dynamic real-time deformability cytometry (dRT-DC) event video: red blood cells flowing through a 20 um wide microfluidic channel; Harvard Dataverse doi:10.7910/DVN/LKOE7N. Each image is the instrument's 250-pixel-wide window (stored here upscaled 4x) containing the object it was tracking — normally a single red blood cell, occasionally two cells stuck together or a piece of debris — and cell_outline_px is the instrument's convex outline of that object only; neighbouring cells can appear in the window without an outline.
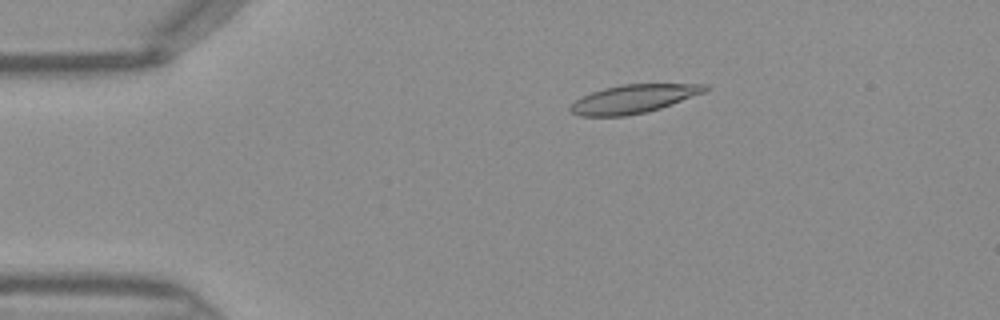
{"species": "Egyptian fruit bat (a non-hibernating species)", "species_latin": "Rousettus aegyptiacus", "temperature_condition": "warm", "stored_images_in_passage": 41, "camera_frame_rate_fps": 3000, "um_per_image_px": 0.085, "frame": {"image": 1, "passage_image": 4, "time_ms": 1.0, "image_size_px": [1000, 320], "cell_outline_px": [[712, 88], [704, 92], [660, 108], [644, 112], [624, 116], [580, 116], [572, 112], [568, 108], [576, 100], [592, 92], [604, 88], [620, 84], [708, 84]], "centroid_in_image_um": [53.86, 8.39], "position_along_channel_um": 31.1, "area_um2": 22.08}}
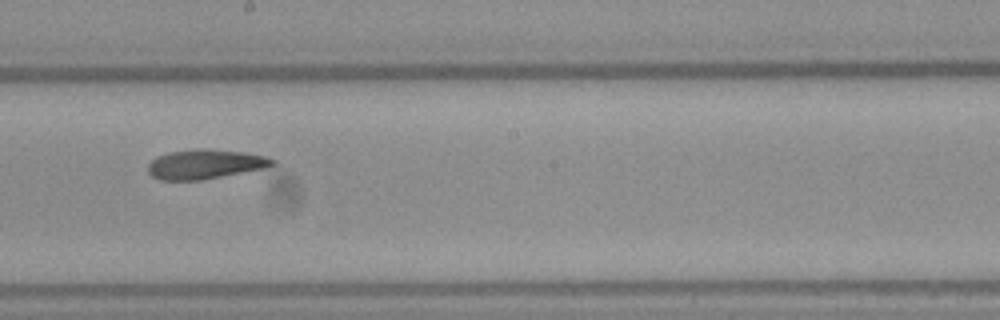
{"frame": {"image": 2, "passage_image": 21, "time_ms": 6.667, "image_size_px": [1000, 320], "cell_outline_px": [[276, 164], [268, 168], [200, 180], [160, 180], [152, 176], [148, 172], [148, 164], [156, 156], [168, 152], [196, 148], [208, 148], [244, 152], [268, 156], [276, 160]], "centroid_in_image_um": [17.48, 13.94], "position_along_channel_um": 230.7, "area_um2": 21.79}}
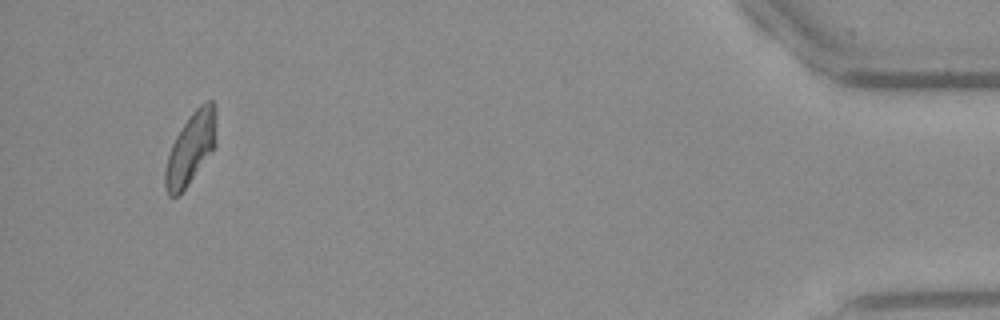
{"frame": {"image": 3, "passage_image": 39, "time_ms": 12.667, "image_size_px": [1000, 320], "cell_outline_px": [[216, 144], [188, 184], [176, 196], [168, 196], [164, 184], [164, 172], [168, 156], [172, 144], [176, 136], [192, 112], [200, 104], [208, 100], [212, 100], [216, 108]], "centroid_in_image_um": [16.22, 12.57], "position_along_channel_um": 419.0, "area_um2": 20.98}}